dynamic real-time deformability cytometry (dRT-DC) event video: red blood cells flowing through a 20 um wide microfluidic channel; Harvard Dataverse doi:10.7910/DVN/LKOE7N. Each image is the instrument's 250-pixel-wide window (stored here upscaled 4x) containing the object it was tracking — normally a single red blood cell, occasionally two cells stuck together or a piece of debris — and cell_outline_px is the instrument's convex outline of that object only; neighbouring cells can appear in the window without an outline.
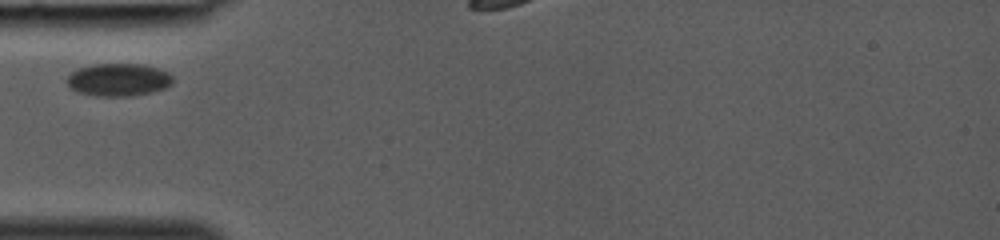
{"species": "common noctule bat (a hibernating species)", "species_latin": "Nyctalus noctula", "temperature_condition": "room temperature", "stored_images_in_passage": 22, "camera_frame_rate_fps": 3000, "um_per_image_px": 0.085, "animal": {"sex": "female", "body_mass_g": 19.0, "forearm_length_mm": 53.3}, "frame": {"image": 1, "passage_image": 1, "time_ms": 0.0, "image_size_px": [1000, 240], "cell_outline_px": [[172, 84], [164, 88], [152, 92], [132, 96], [96, 96], [76, 92], [68, 84], [68, 76], [72, 72], [80, 68], [92, 64], [140, 64], [156, 68], [168, 72], [172, 76]], "centroid_in_image_um": [10.07, 6.79], "position_along_channel_um": 74.9, "area_um2": 20.06}}
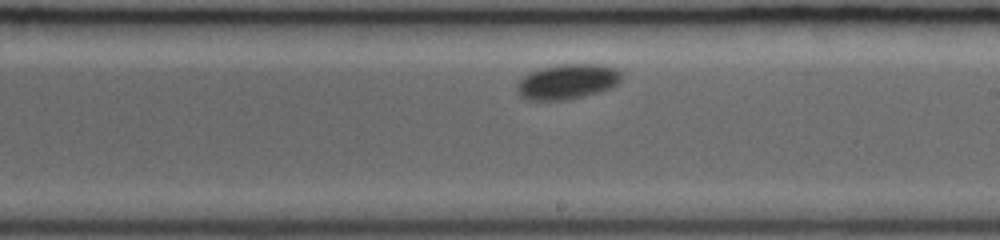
{"frame": {"image": 2, "passage_image": 12, "time_ms": 3.667, "image_size_px": [1000, 240], "cell_outline_px": [[620, 80], [612, 88], [564, 100], [528, 100], [520, 96], [516, 92], [516, 84], [524, 76], [540, 68], [560, 64], [600, 64], [612, 68], [620, 72]], "centroid_in_image_um": [48.17, 6.94], "position_along_channel_um": 240.8, "area_um2": 21.1}}
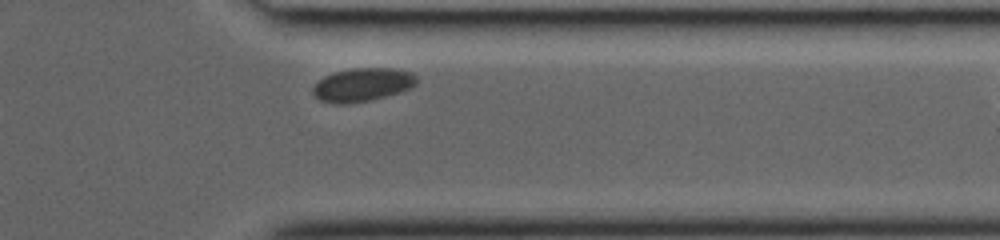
{"frame": {"image": 3, "passage_image": 21, "time_ms": 6.667, "image_size_px": [1000, 240], "cell_outline_px": [[416, 84], [400, 92], [368, 100], [348, 104], [336, 104], [320, 100], [312, 92], [312, 88], [324, 76], [336, 72], [352, 68], [392, 68], [412, 72], [416, 76]], "centroid_in_image_um": [30.8, 7.2], "position_along_channel_um": 380.6, "area_um2": 19.94}}